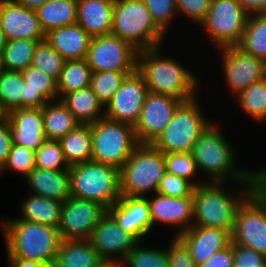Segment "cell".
Listing matches in <instances>:
<instances>
[{"label": "cell", "instance_id": "obj_1", "mask_svg": "<svg viewBox=\"0 0 266 267\" xmlns=\"http://www.w3.org/2000/svg\"><path fill=\"white\" fill-rule=\"evenodd\" d=\"M217 128L210 123L194 144L192 154L198 170L209 175L208 182L227 183L232 179L239 185L262 184L266 180V167L254 172L235 168L238 161L235 148Z\"/></svg>", "mask_w": 266, "mask_h": 267}, {"label": "cell", "instance_id": "obj_2", "mask_svg": "<svg viewBox=\"0 0 266 267\" xmlns=\"http://www.w3.org/2000/svg\"><path fill=\"white\" fill-rule=\"evenodd\" d=\"M160 48L138 52L137 71L143 76L148 92L170 95L183 101L198 97V77L172 57L162 56Z\"/></svg>", "mask_w": 266, "mask_h": 267}, {"label": "cell", "instance_id": "obj_3", "mask_svg": "<svg viewBox=\"0 0 266 267\" xmlns=\"http://www.w3.org/2000/svg\"><path fill=\"white\" fill-rule=\"evenodd\" d=\"M224 184L205 182L194 188L193 226L220 228L231 234L239 207L261 185L243 184L242 190L232 193Z\"/></svg>", "mask_w": 266, "mask_h": 267}, {"label": "cell", "instance_id": "obj_4", "mask_svg": "<svg viewBox=\"0 0 266 267\" xmlns=\"http://www.w3.org/2000/svg\"><path fill=\"white\" fill-rule=\"evenodd\" d=\"M1 223L7 258L55 262L61 242L58 228L19 218Z\"/></svg>", "mask_w": 266, "mask_h": 267}, {"label": "cell", "instance_id": "obj_5", "mask_svg": "<svg viewBox=\"0 0 266 267\" xmlns=\"http://www.w3.org/2000/svg\"><path fill=\"white\" fill-rule=\"evenodd\" d=\"M71 196L94 201L106 209L121 198L119 169L87 161L70 166Z\"/></svg>", "mask_w": 266, "mask_h": 267}, {"label": "cell", "instance_id": "obj_6", "mask_svg": "<svg viewBox=\"0 0 266 267\" xmlns=\"http://www.w3.org/2000/svg\"><path fill=\"white\" fill-rule=\"evenodd\" d=\"M111 33L139 51L162 47L166 35L142 0H119L114 4Z\"/></svg>", "mask_w": 266, "mask_h": 267}, {"label": "cell", "instance_id": "obj_7", "mask_svg": "<svg viewBox=\"0 0 266 267\" xmlns=\"http://www.w3.org/2000/svg\"><path fill=\"white\" fill-rule=\"evenodd\" d=\"M165 172L164 153L151 144H139L119 169L121 196L156 193Z\"/></svg>", "mask_w": 266, "mask_h": 267}, {"label": "cell", "instance_id": "obj_8", "mask_svg": "<svg viewBox=\"0 0 266 267\" xmlns=\"http://www.w3.org/2000/svg\"><path fill=\"white\" fill-rule=\"evenodd\" d=\"M198 102L197 97L183 101L151 145L164 154L192 152L200 134L210 124Z\"/></svg>", "mask_w": 266, "mask_h": 267}, {"label": "cell", "instance_id": "obj_9", "mask_svg": "<svg viewBox=\"0 0 266 267\" xmlns=\"http://www.w3.org/2000/svg\"><path fill=\"white\" fill-rule=\"evenodd\" d=\"M91 125L92 161L120 169L139 145L134 126L103 117Z\"/></svg>", "mask_w": 266, "mask_h": 267}, {"label": "cell", "instance_id": "obj_10", "mask_svg": "<svg viewBox=\"0 0 266 267\" xmlns=\"http://www.w3.org/2000/svg\"><path fill=\"white\" fill-rule=\"evenodd\" d=\"M231 241L266 256V180L239 207Z\"/></svg>", "mask_w": 266, "mask_h": 267}, {"label": "cell", "instance_id": "obj_11", "mask_svg": "<svg viewBox=\"0 0 266 267\" xmlns=\"http://www.w3.org/2000/svg\"><path fill=\"white\" fill-rule=\"evenodd\" d=\"M249 13L237 0H211L206 20L200 25L220 49L238 46L246 28Z\"/></svg>", "mask_w": 266, "mask_h": 267}, {"label": "cell", "instance_id": "obj_12", "mask_svg": "<svg viewBox=\"0 0 266 267\" xmlns=\"http://www.w3.org/2000/svg\"><path fill=\"white\" fill-rule=\"evenodd\" d=\"M138 52L131 43L111 33L91 38L86 60L93 72L133 73Z\"/></svg>", "mask_w": 266, "mask_h": 267}, {"label": "cell", "instance_id": "obj_13", "mask_svg": "<svg viewBox=\"0 0 266 267\" xmlns=\"http://www.w3.org/2000/svg\"><path fill=\"white\" fill-rule=\"evenodd\" d=\"M107 209L100 203L70 196L63 202L58 227L61 240H89Z\"/></svg>", "mask_w": 266, "mask_h": 267}, {"label": "cell", "instance_id": "obj_14", "mask_svg": "<svg viewBox=\"0 0 266 267\" xmlns=\"http://www.w3.org/2000/svg\"><path fill=\"white\" fill-rule=\"evenodd\" d=\"M221 51L225 80L235 96L251 84L266 78V62L245 53L238 46L223 47Z\"/></svg>", "mask_w": 266, "mask_h": 267}, {"label": "cell", "instance_id": "obj_15", "mask_svg": "<svg viewBox=\"0 0 266 267\" xmlns=\"http://www.w3.org/2000/svg\"><path fill=\"white\" fill-rule=\"evenodd\" d=\"M183 100L148 92L138 121L135 136L139 144H151L172 120L173 114Z\"/></svg>", "mask_w": 266, "mask_h": 267}, {"label": "cell", "instance_id": "obj_16", "mask_svg": "<svg viewBox=\"0 0 266 267\" xmlns=\"http://www.w3.org/2000/svg\"><path fill=\"white\" fill-rule=\"evenodd\" d=\"M147 93L146 82L137 70L127 75L112 99L105 105V117L135 126Z\"/></svg>", "mask_w": 266, "mask_h": 267}, {"label": "cell", "instance_id": "obj_17", "mask_svg": "<svg viewBox=\"0 0 266 267\" xmlns=\"http://www.w3.org/2000/svg\"><path fill=\"white\" fill-rule=\"evenodd\" d=\"M89 241L104 261L119 263L124 261L139 242L132 234L124 231L108 213L100 219ZM114 255H120L119 260Z\"/></svg>", "mask_w": 266, "mask_h": 267}, {"label": "cell", "instance_id": "obj_18", "mask_svg": "<svg viewBox=\"0 0 266 267\" xmlns=\"http://www.w3.org/2000/svg\"><path fill=\"white\" fill-rule=\"evenodd\" d=\"M107 213L126 232L138 241H144L146 234L153 228L148 198L141 196H121Z\"/></svg>", "mask_w": 266, "mask_h": 267}, {"label": "cell", "instance_id": "obj_19", "mask_svg": "<svg viewBox=\"0 0 266 267\" xmlns=\"http://www.w3.org/2000/svg\"><path fill=\"white\" fill-rule=\"evenodd\" d=\"M0 24L8 41L16 39L45 40L36 11L14 0H0Z\"/></svg>", "mask_w": 266, "mask_h": 267}, {"label": "cell", "instance_id": "obj_20", "mask_svg": "<svg viewBox=\"0 0 266 267\" xmlns=\"http://www.w3.org/2000/svg\"><path fill=\"white\" fill-rule=\"evenodd\" d=\"M153 225L179 226L178 236L193 226V196L170 197L155 193L148 197Z\"/></svg>", "mask_w": 266, "mask_h": 267}, {"label": "cell", "instance_id": "obj_21", "mask_svg": "<svg viewBox=\"0 0 266 267\" xmlns=\"http://www.w3.org/2000/svg\"><path fill=\"white\" fill-rule=\"evenodd\" d=\"M8 126L13 144L36 151L47 140L42 108H18L10 111Z\"/></svg>", "mask_w": 266, "mask_h": 267}, {"label": "cell", "instance_id": "obj_22", "mask_svg": "<svg viewBox=\"0 0 266 267\" xmlns=\"http://www.w3.org/2000/svg\"><path fill=\"white\" fill-rule=\"evenodd\" d=\"M190 251L195 264L201 265L231 243V234L220 228L192 226L178 235Z\"/></svg>", "mask_w": 266, "mask_h": 267}, {"label": "cell", "instance_id": "obj_23", "mask_svg": "<svg viewBox=\"0 0 266 267\" xmlns=\"http://www.w3.org/2000/svg\"><path fill=\"white\" fill-rule=\"evenodd\" d=\"M91 38L78 23L55 28L45 34V40L65 60L86 59Z\"/></svg>", "mask_w": 266, "mask_h": 267}, {"label": "cell", "instance_id": "obj_24", "mask_svg": "<svg viewBox=\"0 0 266 267\" xmlns=\"http://www.w3.org/2000/svg\"><path fill=\"white\" fill-rule=\"evenodd\" d=\"M114 3L77 0V23L91 36L111 34Z\"/></svg>", "mask_w": 266, "mask_h": 267}, {"label": "cell", "instance_id": "obj_25", "mask_svg": "<svg viewBox=\"0 0 266 267\" xmlns=\"http://www.w3.org/2000/svg\"><path fill=\"white\" fill-rule=\"evenodd\" d=\"M25 180L34 195L61 202L71 196L68 170H47L35 167Z\"/></svg>", "mask_w": 266, "mask_h": 267}, {"label": "cell", "instance_id": "obj_26", "mask_svg": "<svg viewBox=\"0 0 266 267\" xmlns=\"http://www.w3.org/2000/svg\"><path fill=\"white\" fill-rule=\"evenodd\" d=\"M21 73L25 81L22 108H42L49 101L58 100L54 78L31 65Z\"/></svg>", "mask_w": 266, "mask_h": 267}, {"label": "cell", "instance_id": "obj_27", "mask_svg": "<svg viewBox=\"0 0 266 267\" xmlns=\"http://www.w3.org/2000/svg\"><path fill=\"white\" fill-rule=\"evenodd\" d=\"M60 100L80 124L90 125L105 116V106L90 86L67 93Z\"/></svg>", "mask_w": 266, "mask_h": 267}, {"label": "cell", "instance_id": "obj_28", "mask_svg": "<svg viewBox=\"0 0 266 267\" xmlns=\"http://www.w3.org/2000/svg\"><path fill=\"white\" fill-rule=\"evenodd\" d=\"M104 260L89 240H61L55 267H98Z\"/></svg>", "mask_w": 266, "mask_h": 267}, {"label": "cell", "instance_id": "obj_29", "mask_svg": "<svg viewBox=\"0 0 266 267\" xmlns=\"http://www.w3.org/2000/svg\"><path fill=\"white\" fill-rule=\"evenodd\" d=\"M29 195L21 203L19 219L58 228L63 202L34 194Z\"/></svg>", "mask_w": 266, "mask_h": 267}, {"label": "cell", "instance_id": "obj_30", "mask_svg": "<svg viewBox=\"0 0 266 267\" xmlns=\"http://www.w3.org/2000/svg\"><path fill=\"white\" fill-rule=\"evenodd\" d=\"M42 116L47 140L59 141L80 124L61 100L46 103Z\"/></svg>", "mask_w": 266, "mask_h": 267}, {"label": "cell", "instance_id": "obj_31", "mask_svg": "<svg viewBox=\"0 0 266 267\" xmlns=\"http://www.w3.org/2000/svg\"><path fill=\"white\" fill-rule=\"evenodd\" d=\"M44 33L77 23V0H47L37 11Z\"/></svg>", "mask_w": 266, "mask_h": 267}, {"label": "cell", "instance_id": "obj_32", "mask_svg": "<svg viewBox=\"0 0 266 267\" xmlns=\"http://www.w3.org/2000/svg\"><path fill=\"white\" fill-rule=\"evenodd\" d=\"M66 162L69 166L91 161V125L79 124L59 140Z\"/></svg>", "mask_w": 266, "mask_h": 267}, {"label": "cell", "instance_id": "obj_33", "mask_svg": "<svg viewBox=\"0 0 266 267\" xmlns=\"http://www.w3.org/2000/svg\"><path fill=\"white\" fill-rule=\"evenodd\" d=\"M92 74L86 59L65 60L57 80L58 100L67 93L89 87Z\"/></svg>", "mask_w": 266, "mask_h": 267}, {"label": "cell", "instance_id": "obj_34", "mask_svg": "<svg viewBox=\"0 0 266 267\" xmlns=\"http://www.w3.org/2000/svg\"><path fill=\"white\" fill-rule=\"evenodd\" d=\"M238 47L266 62V13L249 14Z\"/></svg>", "mask_w": 266, "mask_h": 267}, {"label": "cell", "instance_id": "obj_35", "mask_svg": "<svg viewBox=\"0 0 266 267\" xmlns=\"http://www.w3.org/2000/svg\"><path fill=\"white\" fill-rule=\"evenodd\" d=\"M43 40L16 39L8 41L2 51L5 70L23 71L32 63L38 43Z\"/></svg>", "mask_w": 266, "mask_h": 267}, {"label": "cell", "instance_id": "obj_36", "mask_svg": "<svg viewBox=\"0 0 266 267\" xmlns=\"http://www.w3.org/2000/svg\"><path fill=\"white\" fill-rule=\"evenodd\" d=\"M238 107L257 122H266V78L236 95Z\"/></svg>", "mask_w": 266, "mask_h": 267}, {"label": "cell", "instance_id": "obj_37", "mask_svg": "<svg viewBox=\"0 0 266 267\" xmlns=\"http://www.w3.org/2000/svg\"><path fill=\"white\" fill-rule=\"evenodd\" d=\"M24 84L21 71L4 70L0 73V101L9 111L22 108Z\"/></svg>", "mask_w": 266, "mask_h": 267}, {"label": "cell", "instance_id": "obj_38", "mask_svg": "<svg viewBox=\"0 0 266 267\" xmlns=\"http://www.w3.org/2000/svg\"><path fill=\"white\" fill-rule=\"evenodd\" d=\"M122 267H169L168 254L166 249L145 248L139 241L127 254Z\"/></svg>", "mask_w": 266, "mask_h": 267}, {"label": "cell", "instance_id": "obj_39", "mask_svg": "<svg viewBox=\"0 0 266 267\" xmlns=\"http://www.w3.org/2000/svg\"><path fill=\"white\" fill-rule=\"evenodd\" d=\"M130 74L109 70L93 72L90 87L105 106L120 88L126 76Z\"/></svg>", "mask_w": 266, "mask_h": 267}, {"label": "cell", "instance_id": "obj_40", "mask_svg": "<svg viewBox=\"0 0 266 267\" xmlns=\"http://www.w3.org/2000/svg\"><path fill=\"white\" fill-rule=\"evenodd\" d=\"M65 59L46 41H40L35 49L31 66L43 71L56 81L59 79Z\"/></svg>", "mask_w": 266, "mask_h": 267}, {"label": "cell", "instance_id": "obj_41", "mask_svg": "<svg viewBox=\"0 0 266 267\" xmlns=\"http://www.w3.org/2000/svg\"><path fill=\"white\" fill-rule=\"evenodd\" d=\"M35 166L47 170H69L59 141L46 140L35 151Z\"/></svg>", "mask_w": 266, "mask_h": 267}, {"label": "cell", "instance_id": "obj_42", "mask_svg": "<svg viewBox=\"0 0 266 267\" xmlns=\"http://www.w3.org/2000/svg\"><path fill=\"white\" fill-rule=\"evenodd\" d=\"M166 172L178 177L187 179L195 187L204 183H199L193 177L197 174L198 168L192 152H178L164 154Z\"/></svg>", "mask_w": 266, "mask_h": 267}, {"label": "cell", "instance_id": "obj_43", "mask_svg": "<svg viewBox=\"0 0 266 267\" xmlns=\"http://www.w3.org/2000/svg\"><path fill=\"white\" fill-rule=\"evenodd\" d=\"M35 167V151L18 144H12L6 163L0 170V175L4 171L11 170L21 173L25 179Z\"/></svg>", "mask_w": 266, "mask_h": 267}, {"label": "cell", "instance_id": "obj_44", "mask_svg": "<svg viewBox=\"0 0 266 267\" xmlns=\"http://www.w3.org/2000/svg\"><path fill=\"white\" fill-rule=\"evenodd\" d=\"M157 26L167 33L169 25L178 13L176 9V0H142Z\"/></svg>", "mask_w": 266, "mask_h": 267}, {"label": "cell", "instance_id": "obj_45", "mask_svg": "<svg viewBox=\"0 0 266 267\" xmlns=\"http://www.w3.org/2000/svg\"><path fill=\"white\" fill-rule=\"evenodd\" d=\"M194 188L195 186L187 179L165 172L156 193L170 197L193 196Z\"/></svg>", "mask_w": 266, "mask_h": 267}, {"label": "cell", "instance_id": "obj_46", "mask_svg": "<svg viewBox=\"0 0 266 267\" xmlns=\"http://www.w3.org/2000/svg\"><path fill=\"white\" fill-rule=\"evenodd\" d=\"M211 0H176L178 13L201 25L207 18Z\"/></svg>", "mask_w": 266, "mask_h": 267}, {"label": "cell", "instance_id": "obj_47", "mask_svg": "<svg viewBox=\"0 0 266 267\" xmlns=\"http://www.w3.org/2000/svg\"><path fill=\"white\" fill-rule=\"evenodd\" d=\"M230 244L233 247V267H263L266 264L265 255L232 241Z\"/></svg>", "mask_w": 266, "mask_h": 267}, {"label": "cell", "instance_id": "obj_48", "mask_svg": "<svg viewBox=\"0 0 266 267\" xmlns=\"http://www.w3.org/2000/svg\"><path fill=\"white\" fill-rule=\"evenodd\" d=\"M170 248H167L169 267H197L193 261L190 251L184 242L178 237L173 236Z\"/></svg>", "mask_w": 266, "mask_h": 267}, {"label": "cell", "instance_id": "obj_49", "mask_svg": "<svg viewBox=\"0 0 266 267\" xmlns=\"http://www.w3.org/2000/svg\"><path fill=\"white\" fill-rule=\"evenodd\" d=\"M197 267H233V247L230 244L225 249L215 253L205 263Z\"/></svg>", "mask_w": 266, "mask_h": 267}, {"label": "cell", "instance_id": "obj_50", "mask_svg": "<svg viewBox=\"0 0 266 267\" xmlns=\"http://www.w3.org/2000/svg\"><path fill=\"white\" fill-rule=\"evenodd\" d=\"M13 141L8 123L0 125V170L6 163Z\"/></svg>", "mask_w": 266, "mask_h": 267}, {"label": "cell", "instance_id": "obj_51", "mask_svg": "<svg viewBox=\"0 0 266 267\" xmlns=\"http://www.w3.org/2000/svg\"><path fill=\"white\" fill-rule=\"evenodd\" d=\"M249 14L266 13V0H237Z\"/></svg>", "mask_w": 266, "mask_h": 267}, {"label": "cell", "instance_id": "obj_52", "mask_svg": "<svg viewBox=\"0 0 266 267\" xmlns=\"http://www.w3.org/2000/svg\"><path fill=\"white\" fill-rule=\"evenodd\" d=\"M9 267H55L54 263H42L22 258H8Z\"/></svg>", "mask_w": 266, "mask_h": 267}, {"label": "cell", "instance_id": "obj_53", "mask_svg": "<svg viewBox=\"0 0 266 267\" xmlns=\"http://www.w3.org/2000/svg\"><path fill=\"white\" fill-rule=\"evenodd\" d=\"M32 11H37L47 0H14Z\"/></svg>", "mask_w": 266, "mask_h": 267}, {"label": "cell", "instance_id": "obj_54", "mask_svg": "<svg viewBox=\"0 0 266 267\" xmlns=\"http://www.w3.org/2000/svg\"><path fill=\"white\" fill-rule=\"evenodd\" d=\"M9 112L10 111L0 101V125L8 123V121H9Z\"/></svg>", "mask_w": 266, "mask_h": 267}, {"label": "cell", "instance_id": "obj_55", "mask_svg": "<svg viewBox=\"0 0 266 267\" xmlns=\"http://www.w3.org/2000/svg\"><path fill=\"white\" fill-rule=\"evenodd\" d=\"M7 43H8V39H7L6 34L4 33V31L1 27V24H0V52H2L4 50Z\"/></svg>", "mask_w": 266, "mask_h": 267}, {"label": "cell", "instance_id": "obj_56", "mask_svg": "<svg viewBox=\"0 0 266 267\" xmlns=\"http://www.w3.org/2000/svg\"><path fill=\"white\" fill-rule=\"evenodd\" d=\"M98 267H122V263L118 261H104Z\"/></svg>", "mask_w": 266, "mask_h": 267}, {"label": "cell", "instance_id": "obj_57", "mask_svg": "<svg viewBox=\"0 0 266 267\" xmlns=\"http://www.w3.org/2000/svg\"><path fill=\"white\" fill-rule=\"evenodd\" d=\"M5 70L4 63H3V57L2 52H0V73Z\"/></svg>", "mask_w": 266, "mask_h": 267}, {"label": "cell", "instance_id": "obj_58", "mask_svg": "<svg viewBox=\"0 0 266 267\" xmlns=\"http://www.w3.org/2000/svg\"><path fill=\"white\" fill-rule=\"evenodd\" d=\"M107 1H109V2H111V3H116V2H118L119 0H107Z\"/></svg>", "mask_w": 266, "mask_h": 267}]
</instances>
